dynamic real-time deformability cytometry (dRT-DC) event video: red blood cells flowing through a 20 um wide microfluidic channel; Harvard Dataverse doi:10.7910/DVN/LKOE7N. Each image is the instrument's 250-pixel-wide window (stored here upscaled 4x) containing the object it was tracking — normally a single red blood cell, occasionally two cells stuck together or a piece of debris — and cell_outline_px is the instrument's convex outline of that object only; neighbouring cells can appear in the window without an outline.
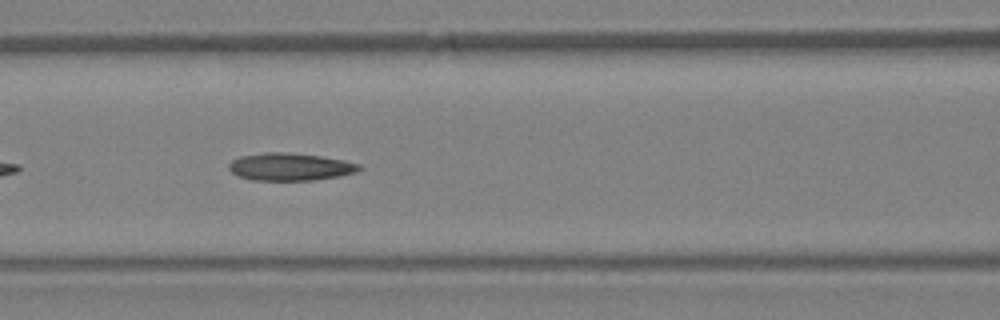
{"species": "Egyptian fruit bat (a non-hibernating species)", "species_latin": "Rousettus aegyptiacus", "temperature_condition": "warm", "stored_images_in_passage": 38, "camera_frame_rate_fps": 3000, "um_per_image_px": 0.085, "animal": {"sex": "female"}, "frame": {"image": 1, "passage_image": 17, "time_ms": 5.333, "image_size_px": [1000, 320], "cell_outline_px": [[360, 168], [356, 172], [340, 176], [316, 180], [252, 180], [240, 176], [232, 172], [228, 168], [228, 164], [232, 160], [240, 156], [264, 152], [284, 152], [320, 156], [344, 160], [360, 164]], "centroid_in_image_um": [24.65, 14.17], "position_along_channel_um": 141.9, "area_um2": 20.87}}
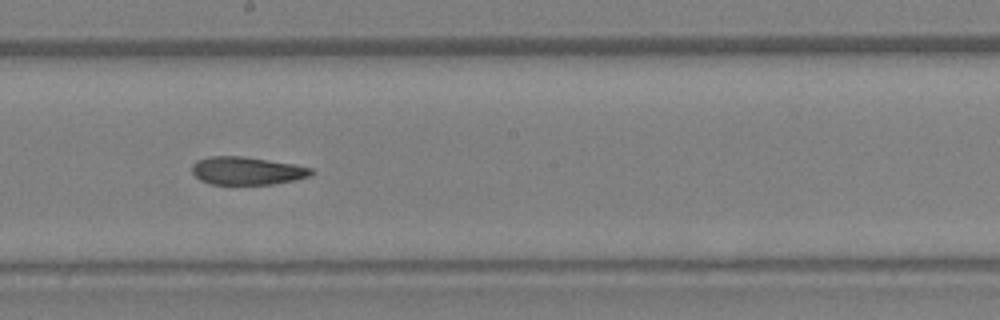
{"frame": {"image": 2, "passage_image": 22, "time_ms": 7.0, "image_size_px": [1000, 320], "cell_outline_px": [[316, 172], [308, 176], [296, 180], [272, 184], [212, 184], [200, 180], [192, 172], [192, 164], [196, 160], [212, 156], [240, 156], [292, 164], [312, 168]], "centroid_in_image_um": [20.98, 14.52], "position_along_channel_um": 227.2, "area_um2": 19.25}}
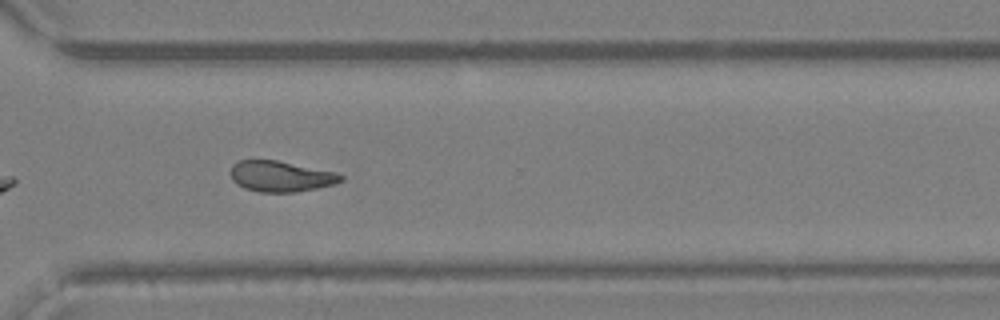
{"frame": {"image": 3, "passage_image": 29, "time_ms": 9.333, "image_size_px": [1000, 320], "cell_outline_px": [[344, 180], [336, 184], [296, 192], [260, 192], [244, 188], [236, 184], [232, 180], [232, 164], [240, 160], [276, 160], [336, 172], [344, 176]], "centroid_in_image_um": [23.89, 14.99], "position_along_channel_um": 346.7, "area_um2": 19.77}}